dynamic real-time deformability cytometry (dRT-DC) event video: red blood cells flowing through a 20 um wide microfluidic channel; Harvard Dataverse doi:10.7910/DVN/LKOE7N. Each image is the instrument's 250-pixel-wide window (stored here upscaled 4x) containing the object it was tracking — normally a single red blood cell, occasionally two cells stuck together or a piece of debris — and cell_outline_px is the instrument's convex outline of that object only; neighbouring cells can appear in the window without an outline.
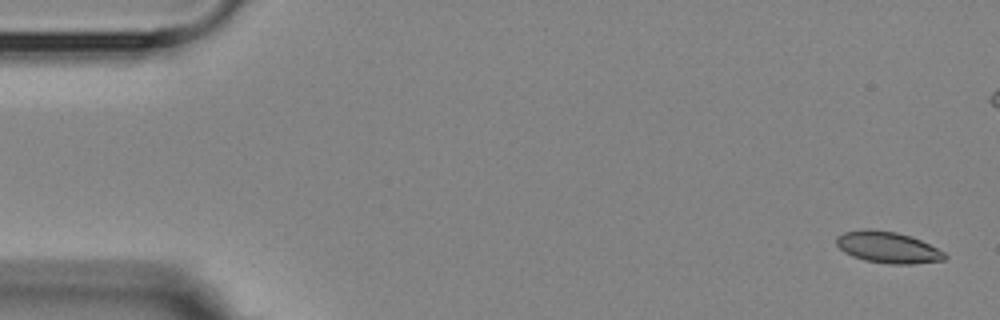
{"species": "Egyptian fruit bat (a non-hibernating species)", "species_latin": "Rousettus aegyptiacus", "temperature_condition": "room temperature", "stored_images_in_passage": 6, "camera_frame_rate_fps": 3000, "um_per_image_px": 0.085, "animal": {"sex": "female"}, "frame": {"image": 1, "passage_image": 1, "time_ms": 0.0, "image_size_px": [1000, 320], "cell_outline_px": [[948, 256], [944, 260], [912, 264], [892, 264], [864, 260], [852, 256], [844, 252], [836, 244], [836, 236], [844, 232], [896, 232], [912, 236], [944, 252]], "centroid_in_image_um": [75.51, 21.07], "position_along_channel_um": 9.5, "area_um2": 19.07}}
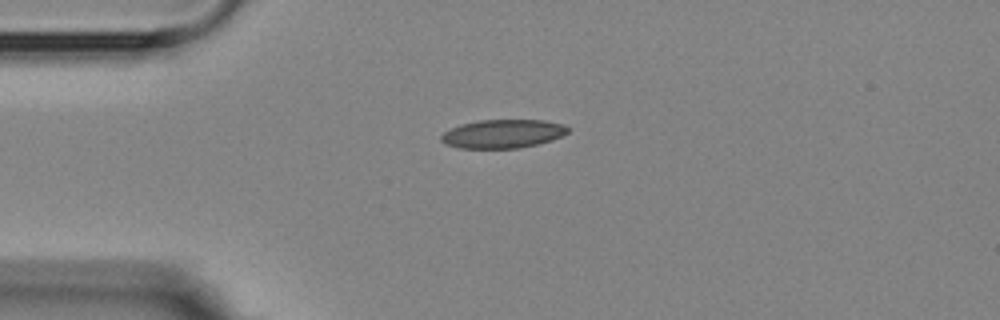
{"frame": {"image": 2, "passage_image": 6, "time_ms": 6.0, "image_size_px": [1000, 320], "cell_outline_px": [[568, 132], [552, 140], [520, 148], [460, 148], [448, 144], [440, 140], [440, 136], [444, 132], [452, 128], [464, 124], [480, 120], [544, 120], [564, 124], [568, 128]], "centroid_in_image_um": [42.76, 11.37], "position_along_channel_um": 42.2, "area_um2": 20.87}}